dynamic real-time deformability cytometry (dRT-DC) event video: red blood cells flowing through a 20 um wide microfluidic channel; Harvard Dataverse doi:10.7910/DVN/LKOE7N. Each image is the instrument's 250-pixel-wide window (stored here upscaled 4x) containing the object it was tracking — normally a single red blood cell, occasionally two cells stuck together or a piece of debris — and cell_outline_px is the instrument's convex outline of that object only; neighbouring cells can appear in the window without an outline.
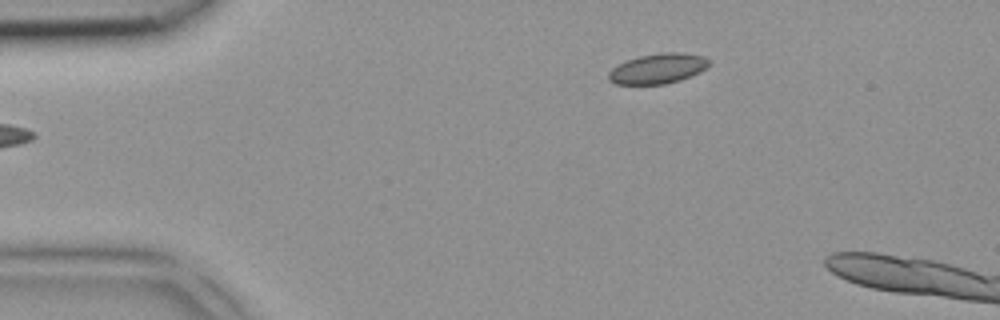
{"species": "common noctule bat (a hibernating species)", "species_latin": "Nyctalus noctula", "temperature_condition": "room temperature", "stored_images_in_passage": 5, "camera_frame_rate_fps": 3000, "um_per_image_px": 0.085, "animal": {"sex": "female", "body_mass_g": 18.4}, "frame": {"image": 1, "passage_image": 5, "time_ms": 1.333, "image_size_px": [1000, 320], "cell_outline_px": [[712, 60], [700, 72], [680, 80], [664, 84], [616, 84], [608, 80], [608, 72], [616, 64], [640, 56], [660, 52], [680, 52], [704, 56]], "centroid_in_image_um": [55.9, 5.82], "position_along_channel_um": 29.1, "area_um2": 17.69}}